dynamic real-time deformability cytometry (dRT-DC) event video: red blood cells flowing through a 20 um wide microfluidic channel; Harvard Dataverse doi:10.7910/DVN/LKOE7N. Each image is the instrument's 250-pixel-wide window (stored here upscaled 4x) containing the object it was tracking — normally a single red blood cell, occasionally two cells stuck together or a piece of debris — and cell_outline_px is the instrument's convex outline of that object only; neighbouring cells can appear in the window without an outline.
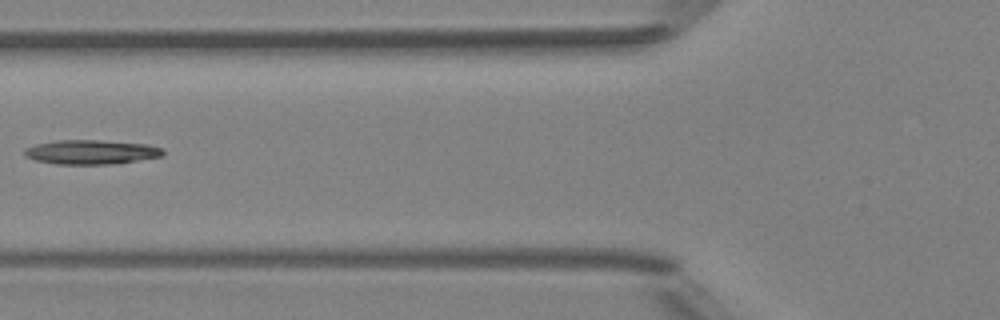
{"species": "Egyptian fruit bat (a non-hibernating species)", "species_latin": "Rousettus aegyptiacus", "temperature_condition": "room temperature", "stored_images_in_passage": 8, "camera_frame_rate_fps": 3000, "um_per_image_px": 0.085, "animal": {"sex": "female"}, "frame": {"image": 1, "passage_image": 6, "time_ms": 6.0, "image_size_px": [1000, 320], "cell_outline_px": [[164, 156], [112, 164], [56, 164], [36, 160], [24, 156], [24, 148], [36, 144], [56, 140], [100, 140], [148, 144], [164, 148]], "centroid_in_image_um": [7.77, 12.92], "position_along_channel_um": 118.0, "area_um2": 19.77}}
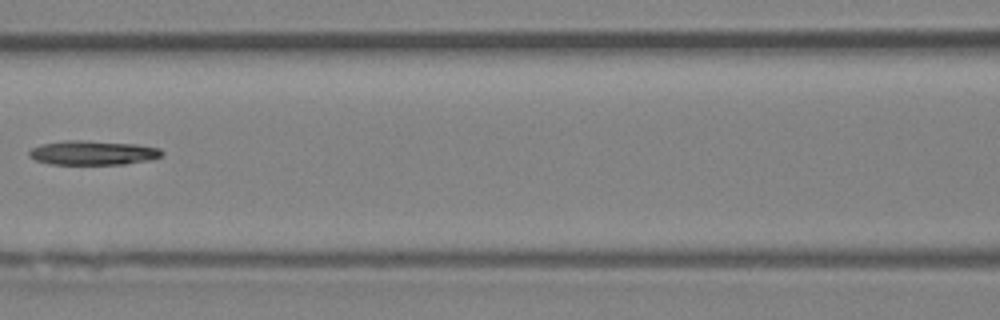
{"frame": {"image": 2, "passage_image": 7, "time_ms": 7.0, "image_size_px": [1000, 320], "cell_outline_px": [[164, 152], [160, 156], [152, 160], [124, 164], [48, 164], [36, 160], [28, 156], [28, 152], [32, 148], [40, 144], [64, 140], [84, 140], [136, 144], [160, 148]], "centroid_in_image_um": [7.88, 12.98], "position_along_channel_um": 158.7, "area_um2": 18.96}}
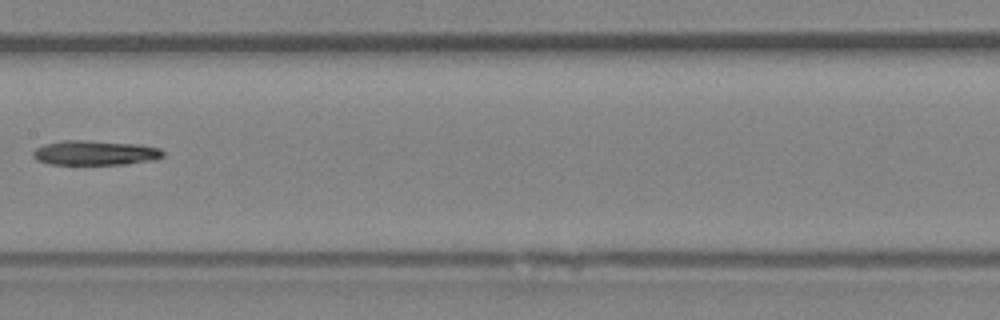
{"frame": {"image": 3, "passage_image": 8, "time_ms": 8.0, "image_size_px": [1000, 320], "cell_outline_px": [[164, 156], [156, 160], [128, 164], [48, 164], [36, 160], [32, 156], [32, 152], [36, 148], [44, 144], [64, 140], [88, 140], [136, 144], [160, 148], [164, 152]], "centroid_in_image_um": [8.08, 12.99], "position_along_channel_um": 199.3, "area_um2": 18.84}}